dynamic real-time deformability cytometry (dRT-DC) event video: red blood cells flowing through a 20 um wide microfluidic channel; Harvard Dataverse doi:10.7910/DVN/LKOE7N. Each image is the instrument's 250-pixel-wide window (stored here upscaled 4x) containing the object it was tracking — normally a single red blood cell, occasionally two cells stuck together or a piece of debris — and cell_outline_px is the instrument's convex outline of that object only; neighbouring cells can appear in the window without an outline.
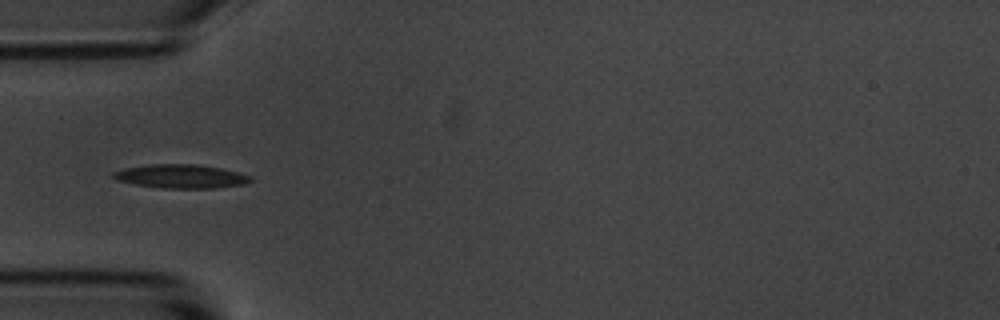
{"species": "common noctule bat (a hibernating species)", "species_latin": "Nyctalus noctula", "temperature_condition": "room temperature", "stored_images_in_passage": 4, "camera_frame_rate_fps": 3000, "um_per_image_px": 0.085, "animal": {"sex": "male", "body_mass_g": 20.1, "forearm_length_mm": 53.5}, "frame": {"image": 1, "passage_image": 3, "time_ms": 2.0, "image_size_px": [1000, 320], "cell_outline_px": [[252, 180], [244, 184], [216, 188], [160, 188], [136, 184], [116, 180], [112, 176], [112, 172], [124, 168], [148, 164], [196, 164], [220, 168], [252, 176]], "centroid_in_image_um": [15.35, 14.98], "position_along_channel_um": 69.6, "area_um2": 18.96}}